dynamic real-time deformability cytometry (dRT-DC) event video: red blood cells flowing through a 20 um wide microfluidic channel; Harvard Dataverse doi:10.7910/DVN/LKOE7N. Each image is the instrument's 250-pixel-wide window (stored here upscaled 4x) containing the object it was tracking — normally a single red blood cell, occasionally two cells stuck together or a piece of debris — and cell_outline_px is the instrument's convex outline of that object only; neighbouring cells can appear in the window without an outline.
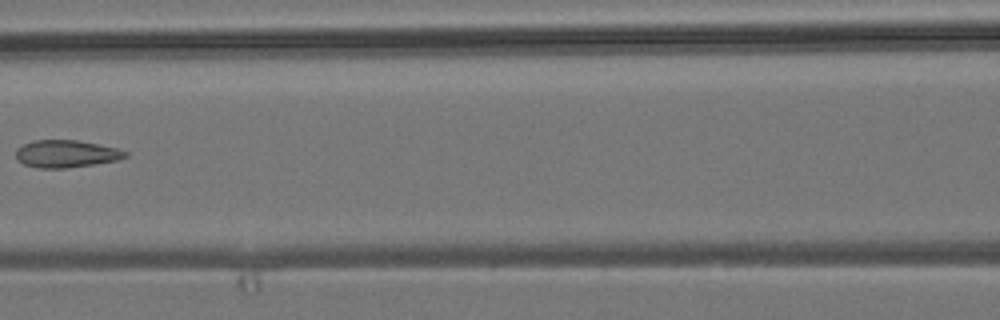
{"species": "common noctule bat (a hibernating species)", "species_latin": "Nyctalus noctula", "temperature_condition": "room temperature", "stored_images_in_passage": 6, "camera_frame_rate_fps": 3000, "um_per_image_px": 0.085, "animal": {"sex": "male", "body_mass_g": 19.2, "forearm_length_mm": 51.8}, "frame": {"image": 1, "passage_image": 6, "time_ms": 6.667, "image_size_px": [1000, 320], "cell_outline_px": [[128, 156], [116, 160], [92, 164], [64, 168], [36, 168], [24, 164], [16, 160], [16, 148], [24, 144], [36, 140], [76, 140], [116, 148], [128, 152]], "centroid_in_image_um": [5.58, 13.07], "position_along_channel_um": 161.0, "area_um2": 17.28}}